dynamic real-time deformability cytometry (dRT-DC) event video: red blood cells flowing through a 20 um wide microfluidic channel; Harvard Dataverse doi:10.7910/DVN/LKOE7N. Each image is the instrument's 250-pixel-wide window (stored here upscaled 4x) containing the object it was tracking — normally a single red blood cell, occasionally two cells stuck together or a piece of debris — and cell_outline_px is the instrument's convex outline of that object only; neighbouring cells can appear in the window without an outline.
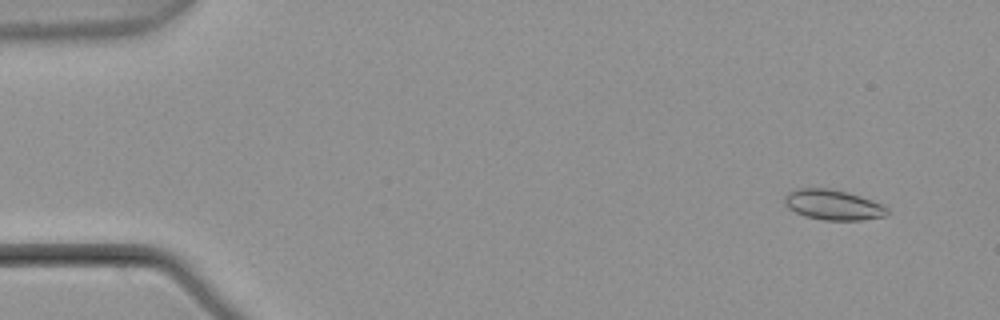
{"species": "common noctule bat (a hibernating species)", "species_latin": "Nyctalus noctula", "temperature_condition": "warm", "stored_images_in_passage": 55, "camera_frame_rate_fps": 3000, "um_per_image_px": 0.085, "animal": {"sex": "male", "body_mass_g": 21.5, "forearm_length_mm": 52.0}, "frame": {"image": 1, "passage_image": 5, "time_ms": 1.333, "image_size_px": [1000, 320], "cell_outline_px": [[888, 216], [860, 220], [824, 220], [804, 216], [788, 208], [784, 204], [784, 196], [788, 192], [796, 188], [832, 188], [848, 192], [872, 200], [888, 208]], "centroid_in_image_um": [70.79, 17.4], "position_along_channel_um": 14.2, "area_um2": 18.26}}
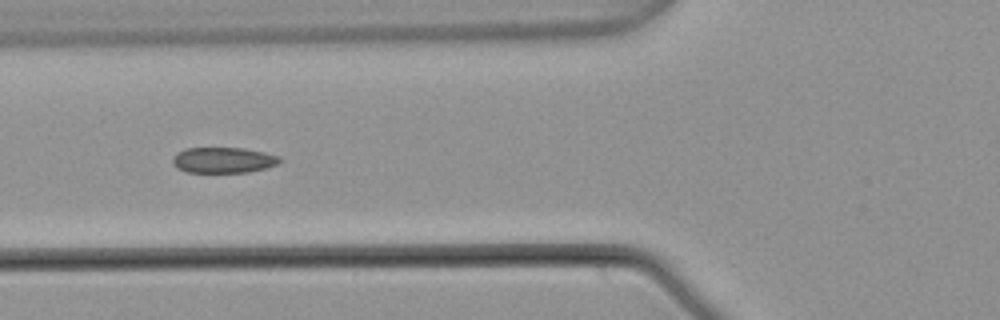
{"frame": {"image": 2, "passage_image": 22, "time_ms": 7.0, "image_size_px": [1000, 320], "cell_outline_px": [[284, 160], [276, 164], [264, 168], [248, 172], [184, 172], [176, 168], [172, 164], [172, 156], [176, 152], [184, 148], [244, 148], [264, 152], [280, 156]], "centroid_in_image_um": [18.94, 13.6], "position_along_channel_um": 106.9, "area_um2": 16.24}}
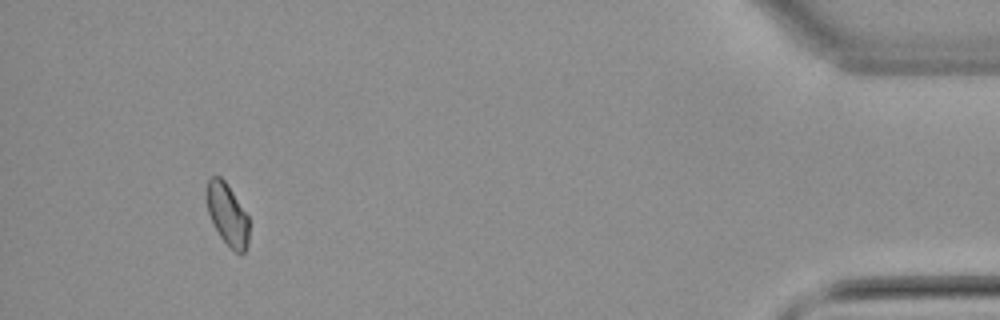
{"frame": {"image": 3, "passage_image": 52, "time_ms": 17.0, "image_size_px": [1000, 320], "cell_outline_px": [[248, 244], [244, 252], [240, 256], [220, 236], [212, 224], [208, 212], [204, 196], [204, 192], [208, 180], [212, 176], [220, 176], [224, 180], [248, 216]], "centroid_in_image_um": [19.28, 18.21], "position_along_channel_um": 415.9, "area_um2": 15.37}, "authors_computed_cell_mechanics": {"area_um2": 16.5886, "velocity_mm_per_s": 3.7762, "shape_relaxation_time_tau1_ms": 9.8048, "shape_relaxation_time_tau2_ms": 4.638, "deformation_change_tau1": 0.1405, "deformation_change_tau2": 0.0757}}